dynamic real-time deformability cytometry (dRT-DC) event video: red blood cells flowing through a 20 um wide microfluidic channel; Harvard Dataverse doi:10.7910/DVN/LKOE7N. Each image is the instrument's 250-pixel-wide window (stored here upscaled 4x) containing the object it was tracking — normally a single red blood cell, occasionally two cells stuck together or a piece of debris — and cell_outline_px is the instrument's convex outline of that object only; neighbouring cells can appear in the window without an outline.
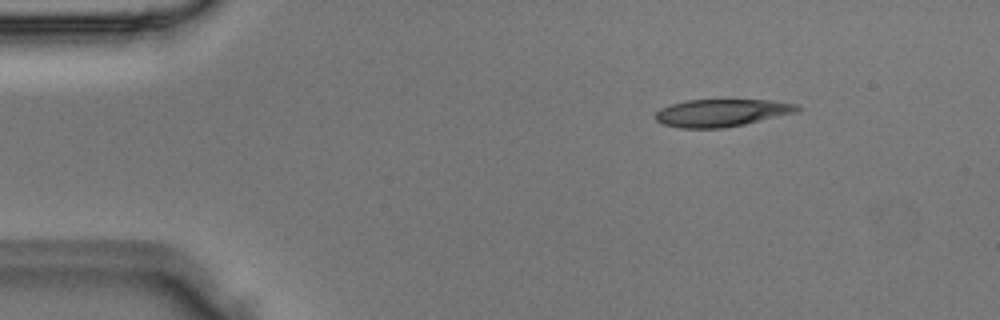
{"species": "Egyptian fruit bat (a non-hibernating species)", "species_latin": "Rousettus aegyptiacus", "temperature_condition": "room temperature", "stored_images_in_passage": 4, "camera_frame_rate_fps": 3000, "um_per_image_px": 0.085, "animal": {"sex": "male"}, "frame": {"image": 1, "passage_image": 2, "time_ms": 0.333, "image_size_px": [1000, 320], "cell_outline_px": [[800, 108], [796, 112], [744, 124], [724, 128], [680, 128], [664, 124], [656, 120], [652, 116], [660, 108], [672, 104], [688, 100], [772, 100], [796, 104]], "centroid_in_image_um": [61.29, 9.59], "position_along_channel_um": 23.7, "area_um2": 22.54}}
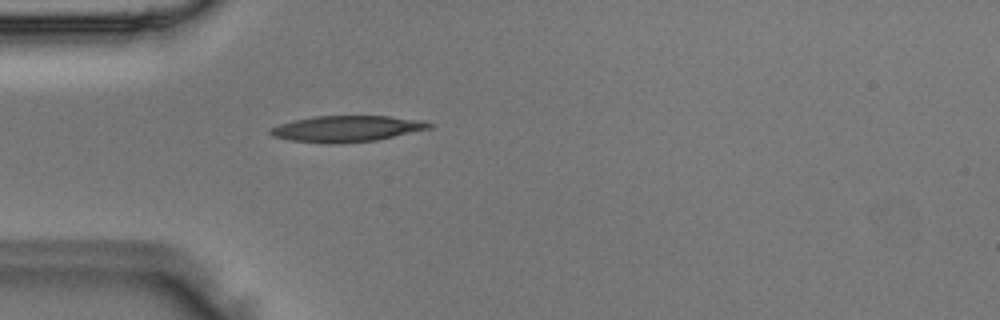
{"frame": {"image": 2, "passage_image": 4, "time_ms": 1.0, "image_size_px": [1000, 320], "cell_outline_px": [[436, 124], [432, 128], [376, 140], [340, 144], [328, 144], [292, 140], [272, 136], [268, 132], [268, 128], [280, 124], [296, 120], [316, 116], [388, 116], [424, 120]], "centroid_in_image_um": [29.51, 10.94], "position_along_channel_um": 55.5, "area_um2": 24.33}}